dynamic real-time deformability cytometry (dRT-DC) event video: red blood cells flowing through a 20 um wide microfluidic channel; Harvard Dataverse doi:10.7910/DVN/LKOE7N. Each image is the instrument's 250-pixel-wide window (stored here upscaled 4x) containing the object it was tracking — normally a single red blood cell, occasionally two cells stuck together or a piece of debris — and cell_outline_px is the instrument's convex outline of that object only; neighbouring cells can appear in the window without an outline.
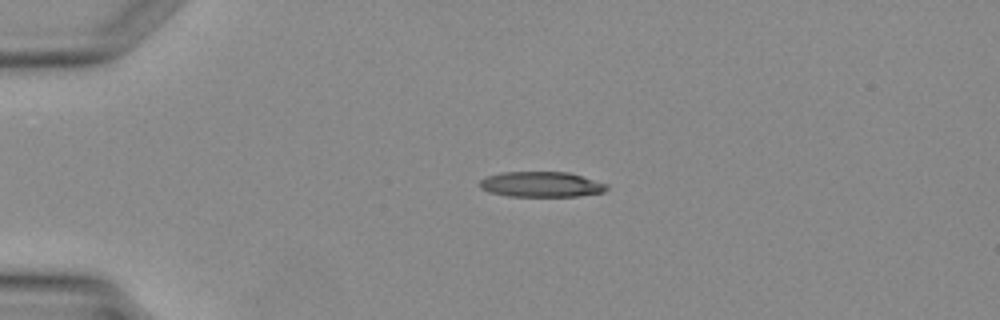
{"species": "Egyptian fruit bat (a non-hibernating species)", "species_latin": "Rousettus aegyptiacus", "temperature_condition": "warm", "stored_images_in_passage": 31, "camera_frame_rate_fps": 3000, "um_per_image_px": 0.085, "animal": {"sex": "female"}, "frame": {"image": 1, "passage_image": 1, "time_ms": 0.0, "image_size_px": [1000, 320], "cell_outline_px": [[608, 188], [604, 192], [580, 196], [508, 196], [488, 192], [480, 188], [480, 180], [488, 176], [500, 172], [568, 172], [608, 184]], "centroid_in_image_um": [46.01, 15.67], "position_along_channel_um": 39.0, "area_um2": 18.79}}
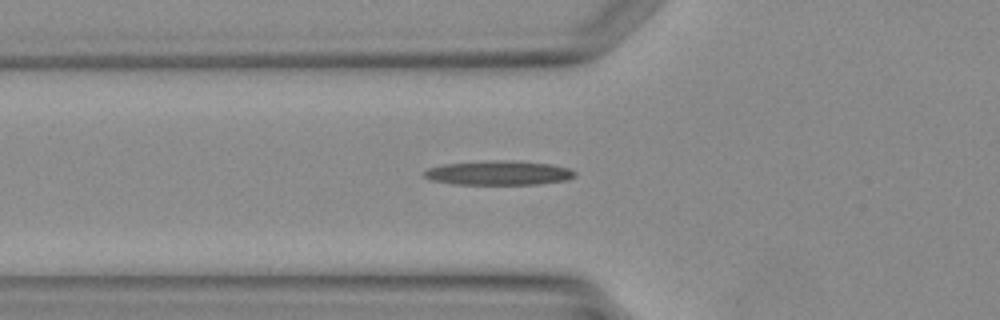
{"frame": {"image": 2, "passage_image": 6, "time_ms": 1.667, "image_size_px": [1000, 320], "cell_outline_px": [[576, 176], [564, 180], [536, 184], [452, 184], [428, 180], [424, 176], [424, 172], [428, 168], [444, 164], [548, 164], [568, 168], [576, 172]], "centroid_in_image_um": [42.33, 14.78], "position_along_channel_um": 83.5, "area_um2": 19.48}}
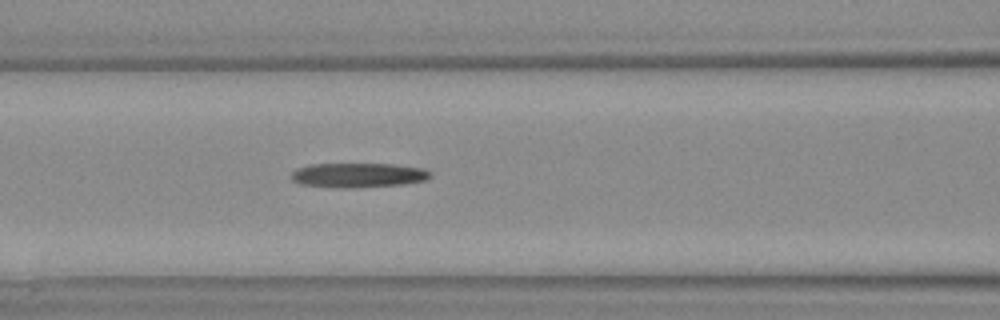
{"frame": {"image": 3, "passage_image": 9, "time_ms": 2.667, "image_size_px": [1000, 320], "cell_outline_px": [[432, 176], [424, 180], [400, 184], [356, 188], [332, 188], [300, 184], [292, 180], [292, 172], [296, 168], [312, 164], [392, 164], [420, 168], [428, 172]], "centroid_in_image_um": [30.36, 14.9], "position_along_channel_um": 136.2, "area_um2": 19.77}}